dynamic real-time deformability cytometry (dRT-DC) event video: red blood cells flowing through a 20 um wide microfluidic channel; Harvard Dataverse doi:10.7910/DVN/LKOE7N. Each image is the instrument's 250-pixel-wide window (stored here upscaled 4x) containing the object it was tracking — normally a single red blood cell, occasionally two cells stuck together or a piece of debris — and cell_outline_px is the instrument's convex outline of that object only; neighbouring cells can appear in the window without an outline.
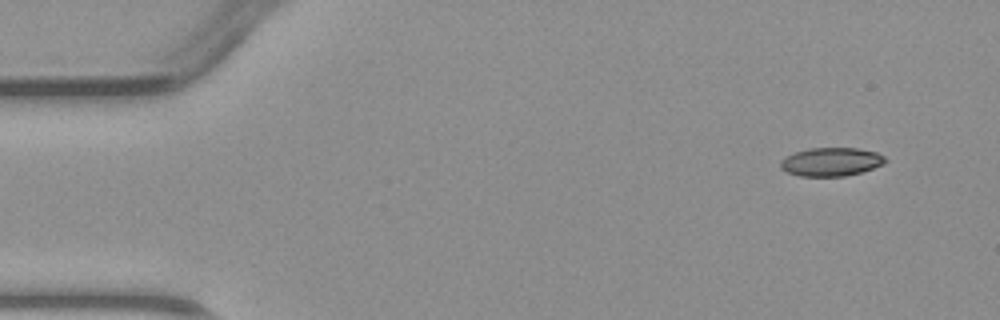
{"species": "common noctule bat (a hibernating species)", "species_latin": "Nyctalus noctula", "temperature_condition": "warm", "stored_images_in_passage": 5, "camera_frame_rate_fps": 3000, "um_per_image_px": 0.085, "animal": {"sex": "male", "body_mass_g": 23.1, "forearm_length_mm": 52.7}, "frame": {"image": 1, "passage_image": 1, "time_ms": 0.0, "image_size_px": [1000, 320], "cell_outline_px": [[888, 160], [872, 168], [860, 172], [844, 176], [800, 176], [788, 172], [780, 168], [780, 160], [784, 156], [808, 148], [856, 148], [876, 152], [884, 156]], "centroid_in_image_um": [70.6, 13.75], "position_along_channel_um": 14.4, "area_um2": 17.28}}
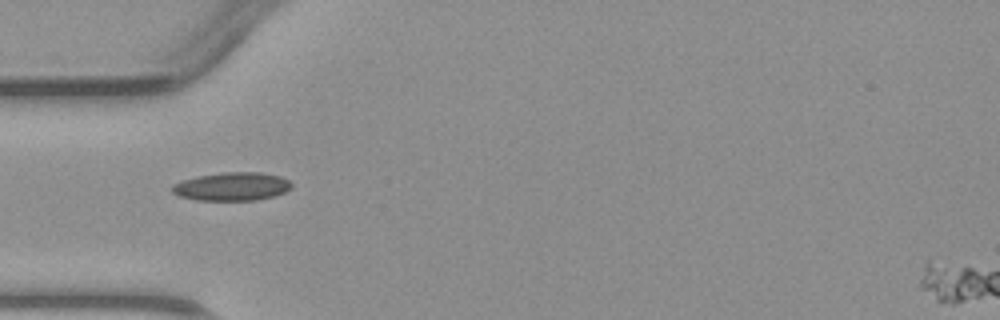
{"frame": {"image": 2, "passage_image": 4, "time_ms": 3.667, "image_size_px": [1000, 320], "cell_outline_px": [[292, 188], [276, 196], [256, 200], [196, 200], [180, 196], [172, 192], [168, 188], [172, 184], [196, 176], [220, 172], [260, 172], [280, 176], [288, 180], [292, 184]], "centroid_in_image_um": [19.7, 15.85], "position_along_channel_um": 65.3, "area_um2": 19.94}}
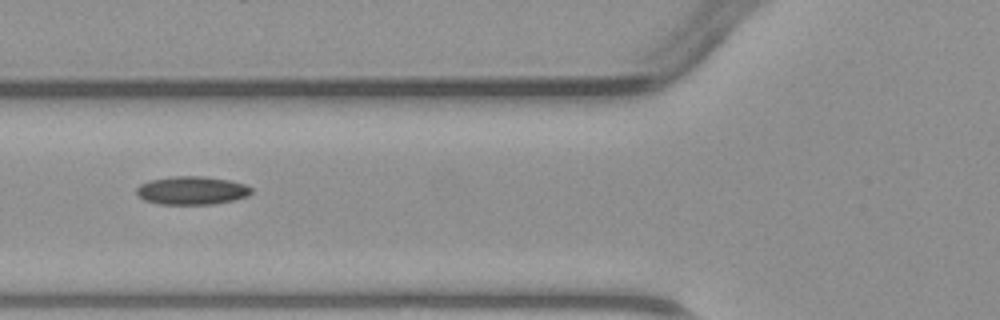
{"frame": {"image": 3, "passage_image": 5, "time_ms": 4.667, "image_size_px": [1000, 320], "cell_outline_px": [[252, 192], [248, 196], [236, 200], [212, 204], [160, 204], [144, 200], [136, 192], [136, 188], [140, 184], [148, 180], [172, 176], [204, 176], [228, 180], [244, 184], [252, 188]], "centroid_in_image_um": [16.31, 16.18], "position_along_channel_um": 109.5, "area_um2": 19.02}}